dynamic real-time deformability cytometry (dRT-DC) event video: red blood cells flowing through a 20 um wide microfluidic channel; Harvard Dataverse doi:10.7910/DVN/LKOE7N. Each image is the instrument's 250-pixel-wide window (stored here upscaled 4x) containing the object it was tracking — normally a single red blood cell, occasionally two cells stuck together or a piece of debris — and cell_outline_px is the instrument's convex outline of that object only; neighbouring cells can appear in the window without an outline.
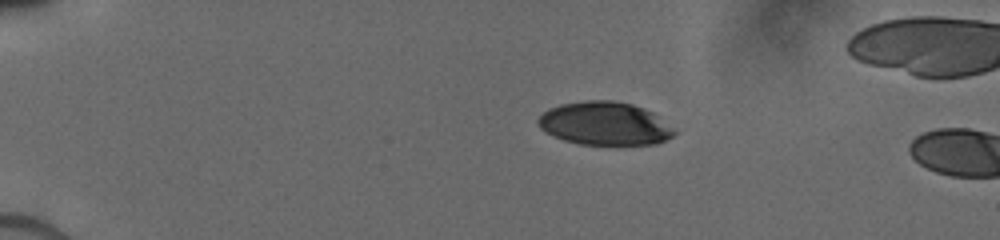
{"species": "human", "species_latin": "Homo sapiens", "temperature_condition": "cold", "stored_images_in_passage": 8, "camera_frame_rate_fps": 3000, "um_per_image_px": 0.085, "donor": {"sex": "male"}, "frame": {"image": 1, "passage_image": 1, "time_ms": 0.0, "image_size_px": [1000, 240], "cell_outline_px": [[676, 132], [672, 136], [656, 144], [616, 148], [580, 144], [564, 140], [552, 136], [544, 132], [536, 124], [536, 120], [548, 108], [560, 104], [584, 100], [612, 100], [632, 104], [644, 108], [652, 112]], "centroid_in_image_um": [51.36, 10.55], "position_along_channel_um": 33.6, "area_um2": 35.32}}